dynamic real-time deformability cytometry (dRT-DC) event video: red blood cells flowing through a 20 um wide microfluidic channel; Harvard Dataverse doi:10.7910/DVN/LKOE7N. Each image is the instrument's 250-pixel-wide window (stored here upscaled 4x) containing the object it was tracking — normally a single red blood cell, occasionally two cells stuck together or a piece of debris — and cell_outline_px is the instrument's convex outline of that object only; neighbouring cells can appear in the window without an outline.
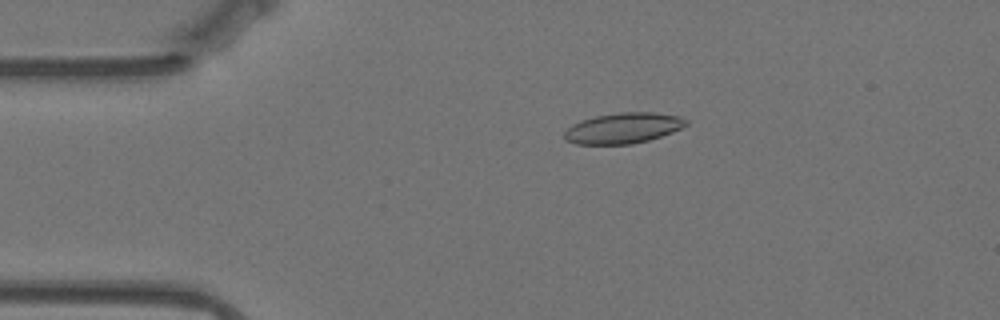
{"species": "Egyptian fruit bat (a non-hibernating species)", "species_latin": "Rousettus aegyptiacus", "temperature_condition": "warm", "stored_images_in_passage": 57, "camera_frame_rate_fps": 3000, "um_per_image_px": 0.085, "animal": {"sex": "female"}, "frame": {"image": 1, "passage_image": 11, "time_ms": 3.333, "image_size_px": [1000, 320], "cell_outline_px": [[688, 124], [672, 132], [648, 140], [632, 144], [576, 144], [564, 140], [564, 132], [572, 124], [596, 116], [620, 112], [652, 112], [680, 116], [688, 120]], "centroid_in_image_um": [52.97, 10.89], "position_along_channel_um": 32.0, "area_um2": 21.62}}
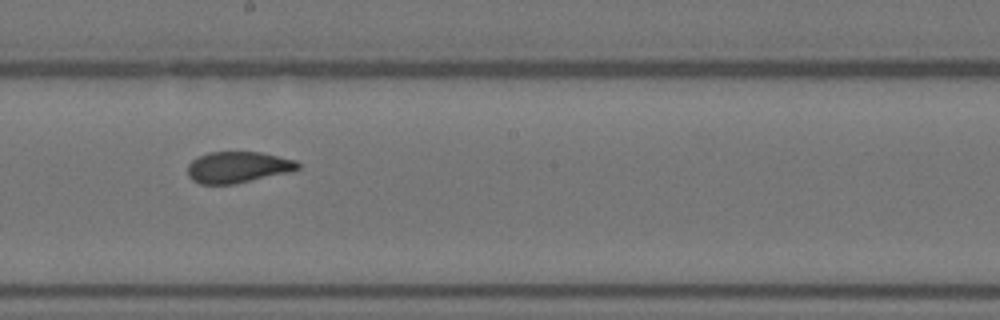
{"frame": {"image": 2, "passage_image": 31, "time_ms": 10.0, "image_size_px": [1000, 320], "cell_outline_px": [[300, 168], [288, 172], [232, 184], [200, 184], [192, 180], [188, 176], [188, 164], [192, 160], [208, 152], [260, 152], [296, 160], [300, 164]], "centroid_in_image_um": [20.2, 14.2], "position_along_channel_um": 228.0, "area_um2": 19.88}}
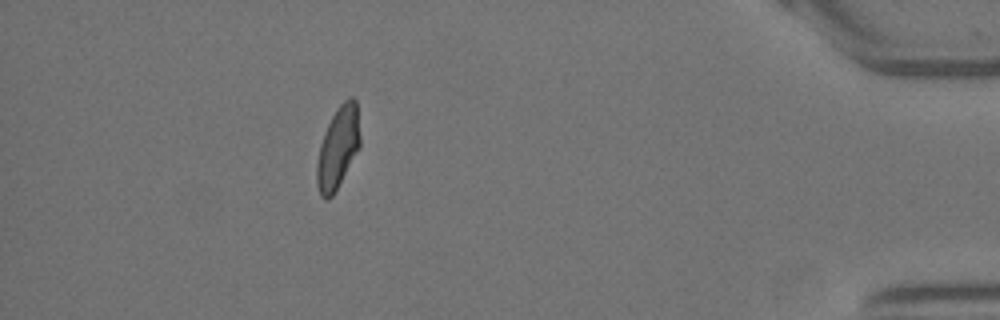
{"frame": {"image": 3, "passage_image": 51, "time_ms": 16.667, "image_size_px": [1000, 320], "cell_outline_px": [[360, 148], [332, 196], [328, 200], [324, 200], [320, 196], [316, 184], [316, 164], [320, 144], [324, 132], [336, 108], [348, 96], [352, 96], [356, 100], [360, 136]], "centroid_in_image_um": [28.71, 12.56], "position_along_channel_um": 406.5, "area_um2": 20.81}, "authors_computed_cell_mechanics": {"area_um2": 20.8658, "velocity_mm_per_s": 3.5188, "shape_relaxation_time_tau1_ms": null, "shape_relaxation_time_tau2_ms": 1.2876, "deformation_change_tau1": null, "deformation_change_tau2": 0.0752}}